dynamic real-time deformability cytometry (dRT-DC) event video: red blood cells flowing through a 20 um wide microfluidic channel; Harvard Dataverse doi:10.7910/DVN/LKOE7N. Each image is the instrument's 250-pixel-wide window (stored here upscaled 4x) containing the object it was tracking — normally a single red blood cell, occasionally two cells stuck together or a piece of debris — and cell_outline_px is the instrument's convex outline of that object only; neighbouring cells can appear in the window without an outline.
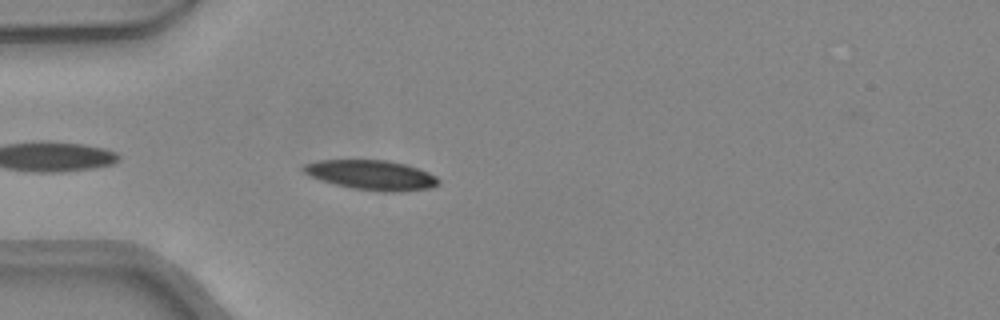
{"species": "common noctule bat (a hibernating species)", "species_latin": "Nyctalus noctula", "temperature_condition": "warm", "stored_images_in_passage": 32, "camera_frame_rate_fps": 3000, "um_per_image_px": 0.085, "animal": {"sex": "female", "body_mass_g": 24.6, "forearm_length_mm": 56.2}, "frame": {"image": 1, "passage_image": 3, "time_ms": 0.667, "image_size_px": [1000, 320], "cell_outline_px": [[440, 184], [432, 188], [400, 192], [384, 192], [352, 188], [320, 180], [304, 172], [300, 168], [304, 164], [320, 160], [388, 160], [404, 164], [428, 172], [436, 176], [440, 180]], "centroid_in_image_um": [31.61, 14.88], "position_along_channel_um": 53.4, "area_um2": 23.41}}
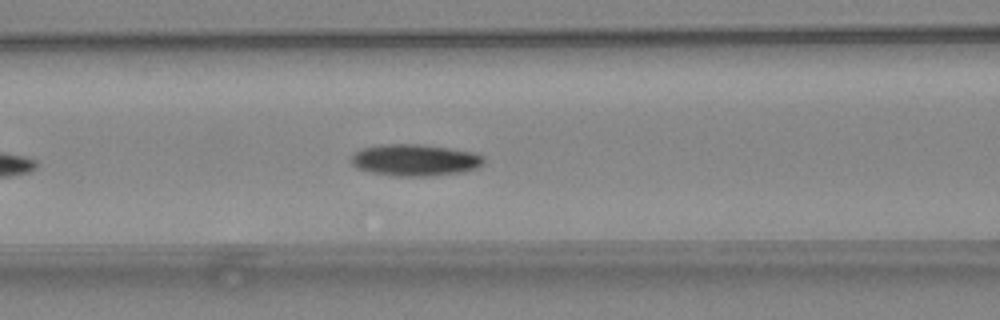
{"frame": {"image": 2, "passage_image": 9, "time_ms": 2.667, "image_size_px": [1000, 320], "cell_outline_px": [[484, 164], [476, 168], [464, 172], [428, 176], [392, 176], [368, 172], [356, 168], [348, 160], [360, 148], [380, 144], [420, 144], [476, 152], [484, 156]], "centroid_in_image_um": [35.25, 13.61], "position_along_channel_um": 131.4, "area_um2": 24.91}}
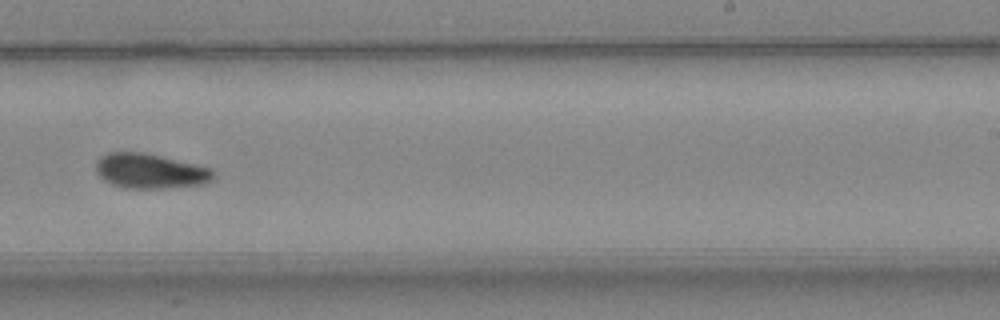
{"frame": {"image": 3, "passage_image": 19, "time_ms": 6.0, "image_size_px": [1000, 320], "cell_outline_px": [[216, 176], [212, 180], [204, 184], [168, 188], [124, 188], [112, 184], [104, 180], [96, 172], [96, 160], [100, 156], [108, 152], [144, 152], [212, 168]], "centroid_in_image_um": [12.77, 14.54], "position_along_channel_um": 276.2, "area_um2": 24.04}, "authors_computed_cell_mechanics": {"area_um2": 23.4379, "velocity_mm_per_s": 4.3579, "shape_relaxation_time_tau1_ms": 7.6254, "shape_relaxation_time_tau2_ms": null, "deformation_change_tau1": 0.2242, "deformation_change_tau2": null}}